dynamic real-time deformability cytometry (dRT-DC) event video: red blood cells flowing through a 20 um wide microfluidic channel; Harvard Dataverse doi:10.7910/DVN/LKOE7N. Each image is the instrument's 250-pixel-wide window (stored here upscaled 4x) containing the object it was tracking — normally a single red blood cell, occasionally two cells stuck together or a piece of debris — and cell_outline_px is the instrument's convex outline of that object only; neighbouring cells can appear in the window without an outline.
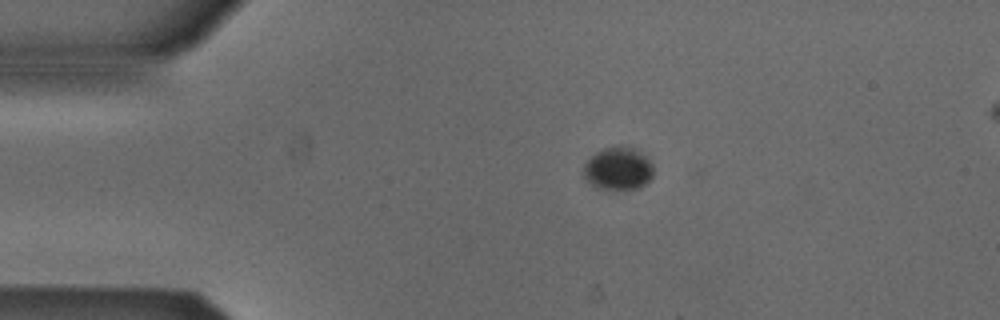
{"species": "Egyptian fruit bat (a non-hibernating species)", "species_latin": "Rousettus aegyptiacus", "temperature_condition": "cold", "stored_images_in_passage": 39, "camera_frame_rate_fps": 3000, "um_per_image_px": 0.085, "animal": {"sex": "male"}, "frame": {"image": 1, "passage_image": 1, "time_ms": 0.0, "image_size_px": [1000, 320], "cell_outline_px": [[652, 176], [640, 188], [596, 188], [584, 180], [584, 164], [596, 152], [604, 148], [636, 148], [648, 156], [652, 164]], "centroid_in_image_um": [52.54, 14.34], "position_along_channel_um": 32.5, "area_um2": 17.11}}
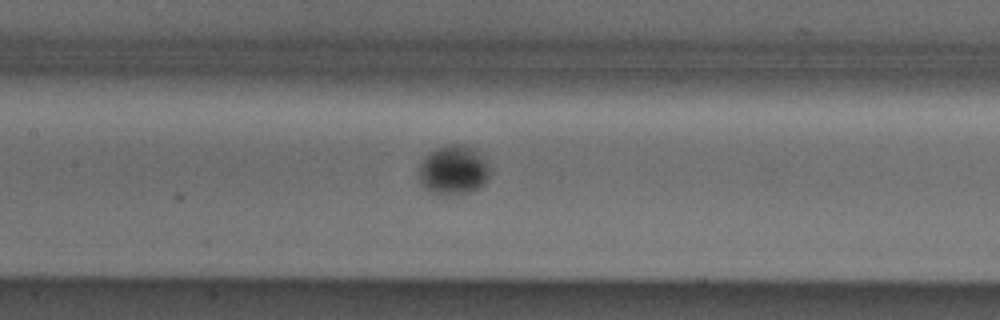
{"frame": {"image": 2, "passage_image": 15, "time_ms": 4.667, "image_size_px": [1000, 320], "cell_outline_px": [[488, 176], [484, 184], [468, 192], [440, 196], [424, 188], [420, 184], [420, 164], [424, 156], [436, 148], [448, 144], [464, 144], [472, 148], [484, 160], [488, 168]], "centroid_in_image_um": [38.48, 14.46], "position_along_channel_um": 168.9, "area_um2": 20.11}}
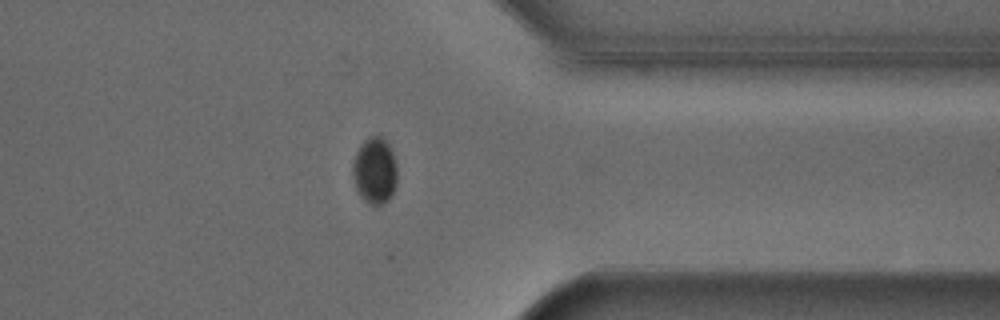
{"frame": {"image": 3, "passage_image": 32, "time_ms": 10.333, "image_size_px": [1000, 320], "cell_outline_px": [[396, 184], [388, 200], [384, 204], [372, 208], [360, 196], [356, 188], [352, 176], [352, 164], [356, 152], [360, 144], [368, 136], [380, 132], [384, 136], [396, 160]], "centroid_in_image_um": [31.84, 14.48], "position_along_channel_um": 379.6, "area_um2": 17.86}}